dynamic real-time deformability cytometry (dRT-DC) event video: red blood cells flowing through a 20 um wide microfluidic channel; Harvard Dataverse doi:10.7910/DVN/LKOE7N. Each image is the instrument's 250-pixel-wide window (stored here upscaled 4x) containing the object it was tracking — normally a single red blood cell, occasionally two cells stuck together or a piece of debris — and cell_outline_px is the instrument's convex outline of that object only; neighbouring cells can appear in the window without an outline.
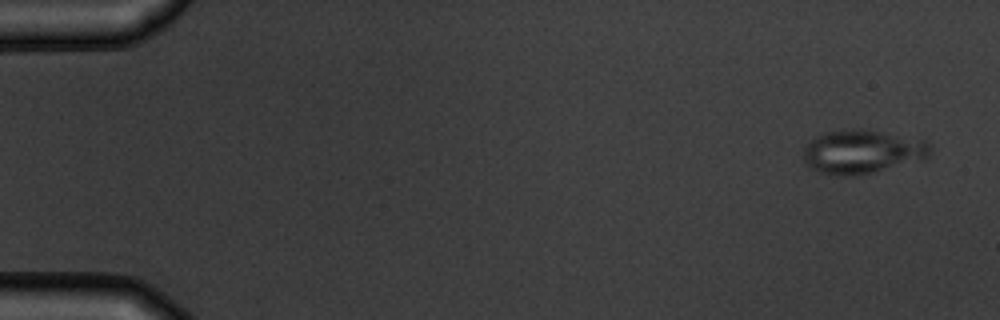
{"species": "common noctule bat (a hibernating species)", "species_latin": "Nyctalus noctula", "temperature_condition": "warm", "stored_images_in_passage": 4, "camera_frame_rate_fps": 3000, "um_per_image_px": 0.085, "animal": {"sex": "male", "body_mass_g": 19.5, "forearm_length_mm": 54.6}, "frame": {"image": 1, "passage_image": 1, "time_ms": 0.0, "image_size_px": [1000, 320], "cell_outline_px": [[932, 148], [928, 160], [856, 176], [844, 176], [820, 172], [812, 168], [804, 160], [804, 148], [816, 136], [824, 132], [844, 128], [864, 128], [928, 140]], "centroid_in_image_um": [73.39, 12.88], "position_along_channel_um": 11.6, "area_um2": 33.12}}